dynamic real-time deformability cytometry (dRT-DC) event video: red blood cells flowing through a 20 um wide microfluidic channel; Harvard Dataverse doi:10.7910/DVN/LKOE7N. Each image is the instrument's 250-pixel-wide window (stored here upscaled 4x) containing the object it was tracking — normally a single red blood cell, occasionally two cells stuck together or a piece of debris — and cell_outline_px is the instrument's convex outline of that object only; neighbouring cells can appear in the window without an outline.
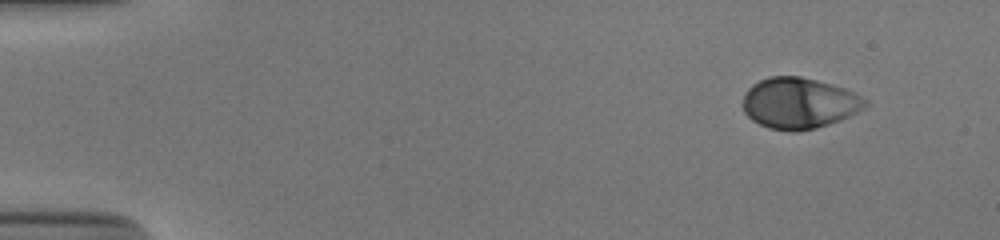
{"species": "human", "species_latin": "Homo sapiens", "temperature_condition": "cold", "stored_images_in_passage": 49, "camera_frame_rate_fps": 3000, "um_per_image_px": 0.085, "donor": {"sex": "male"}, "frame": {"image": 1, "passage_image": 1, "time_ms": 0.0, "image_size_px": [1000, 240], "cell_outline_px": [[868, 104], [864, 108], [840, 120], [816, 128], [796, 132], [792, 132], [768, 128], [752, 120], [744, 112], [744, 96], [748, 88], [752, 84], [768, 76], [800, 76], [832, 84], [844, 88], [868, 100]], "centroid_in_image_um": [67.91, 8.77], "position_along_channel_um": 17.1, "area_um2": 36.3}}
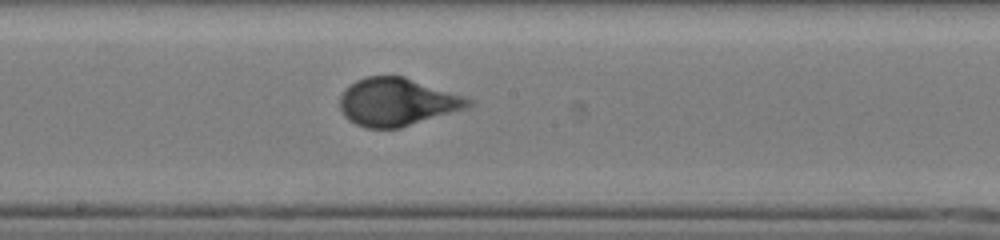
{"frame": {"image": 2, "passage_image": 26, "time_ms": 8.333, "image_size_px": [1000, 240], "cell_outline_px": [[472, 104], [464, 108], [400, 128], [368, 128], [356, 124], [348, 120], [344, 116], [340, 108], [340, 96], [356, 80], [368, 76], [404, 76], [464, 96], [472, 100]], "centroid_in_image_um": [33.72, 8.67], "position_along_channel_um": 214.5, "area_um2": 35.26}}
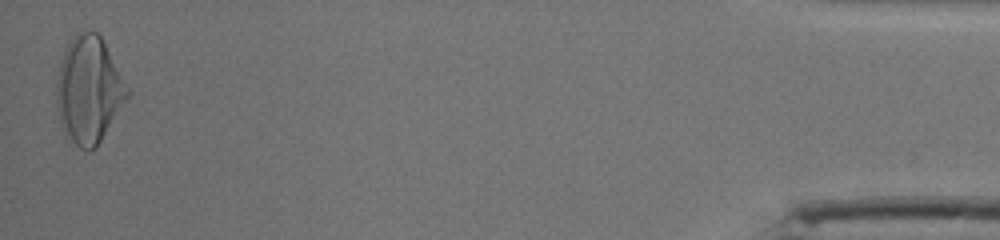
{"frame": {"image": 3, "passage_image": 49, "time_ms": 16.0, "image_size_px": [1000, 240], "cell_outline_px": [[132, 92], [96, 148], [88, 152], [80, 148], [64, 132], [60, 124], [56, 108], [56, 84], [60, 64], [64, 52], [72, 36], [80, 28], [84, 28], [96, 32], [104, 40]], "centroid_in_image_um": [7.57, 7.61], "position_along_channel_um": 427.6, "area_um2": 44.74}, "authors_computed_cell_mechanics": {"area_um2": 35.836, "velocity_mm_per_s": 3.859, "shape_relaxation_time_tau1_ms": 4.2012, "shape_relaxation_time_tau2_ms": null, "deformation_change_tau1": 0.1949, "deformation_change_tau2": null}}